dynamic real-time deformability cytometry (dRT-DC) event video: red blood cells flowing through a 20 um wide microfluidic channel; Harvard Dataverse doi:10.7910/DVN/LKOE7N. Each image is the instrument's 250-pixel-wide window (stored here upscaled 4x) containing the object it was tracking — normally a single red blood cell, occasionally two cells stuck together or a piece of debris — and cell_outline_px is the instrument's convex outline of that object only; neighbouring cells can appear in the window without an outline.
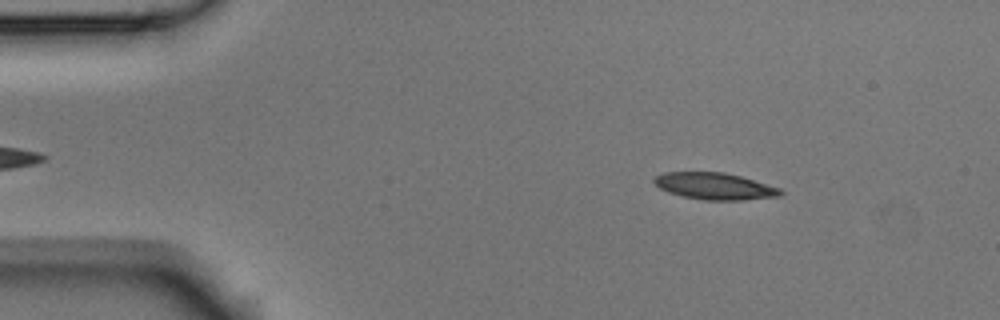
{"species": "Egyptian fruit bat (a non-hibernating species)", "species_latin": "Rousettus aegyptiacus", "temperature_condition": "room temperature", "stored_images_in_passage": 4, "camera_frame_rate_fps": 3000, "um_per_image_px": 0.085, "animal": {"sex": "male"}, "frame": {"image": 1, "passage_image": 1, "time_ms": 0.0, "image_size_px": [1000, 320], "cell_outline_px": [[784, 192], [780, 196], [744, 200], [704, 200], [684, 196], [668, 192], [660, 188], [652, 180], [656, 176], [664, 172], [724, 172], [740, 176], [780, 188]], "centroid_in_image_um": [60.76, 15.82], "position_along_channel_um": 24.2, "area_um2": 19.59}}